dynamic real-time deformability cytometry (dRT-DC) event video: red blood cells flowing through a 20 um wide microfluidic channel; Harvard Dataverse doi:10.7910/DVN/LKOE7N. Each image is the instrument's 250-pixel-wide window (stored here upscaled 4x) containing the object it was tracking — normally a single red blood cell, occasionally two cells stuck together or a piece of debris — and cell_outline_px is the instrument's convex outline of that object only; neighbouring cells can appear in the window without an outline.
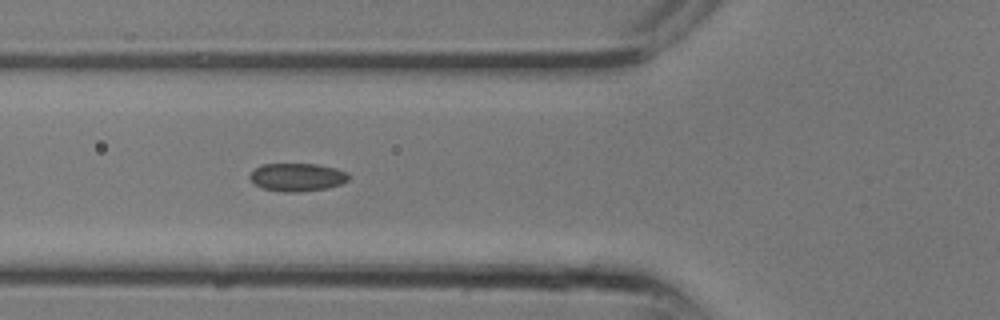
{"species": "common noctule bat (a hibernating species)", "species_latin": "Nyctalus noctula", "temperature_condition": "room temperature", "stored_images_in_passage": 11, "camera_frame_rate_fps": 3000, "um_per_image_px": 0.085, "animal": {"sex": "male", "body_mass_g": 13.3}, "frame": {"image": 1, "passage_image": 8, "time_ms": 2.333, "image_size_px": [1000, 320], "cell_outline_px": [[348, 180], [340, 184], [328, 188], [300, 192], [284, 192], [264, 188], [256, 184], [248, 176], [260, 164], [316, 164], [336, 168], [348, 172]], "centroid_in_image_um": [25.28, 15.05], "position_along_channel_um": 100.5, "area_um2": 16.07}}
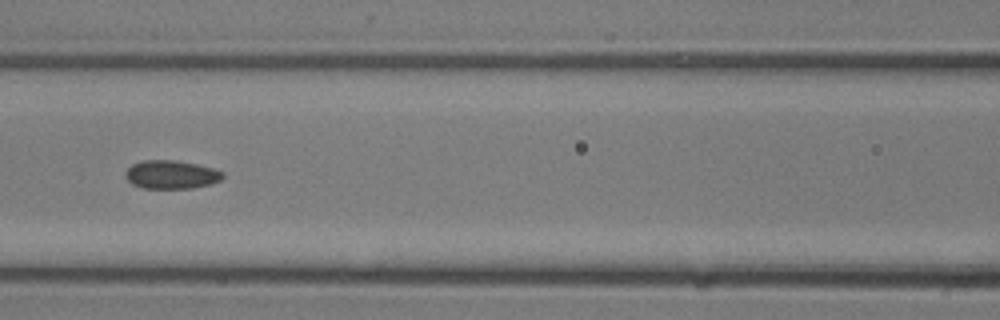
{"frame": {"image": 2, "passage_image": 10, "time_ms": 3.0, "image_size_px": [1000, 320], "cell_outline_px": [[224, 176], [220, 180], [208, 184], [192, 188], [144, 188], [132, 184], [124, 176], [124, 172], [132, 164], [144, 160], [176, 160], [196, 164], [212, 168], [224, 172]], "centroid_in_image_um": [14.53, 14.83], "position_along_channel_um": 152.1, "area_um2": 16.07}}